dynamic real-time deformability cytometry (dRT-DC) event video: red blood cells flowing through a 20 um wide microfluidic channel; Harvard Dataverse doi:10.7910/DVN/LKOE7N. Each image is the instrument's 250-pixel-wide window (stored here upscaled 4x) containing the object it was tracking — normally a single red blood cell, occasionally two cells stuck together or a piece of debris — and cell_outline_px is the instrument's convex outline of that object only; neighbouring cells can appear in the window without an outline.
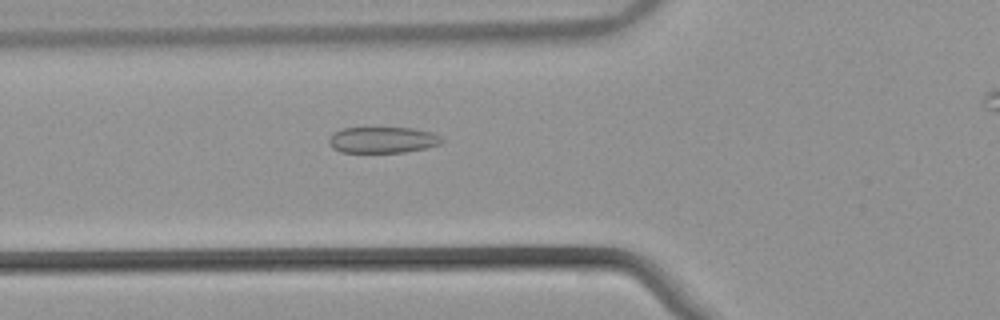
{"species": "common noctule bat (a hibernating species)", "species_latin": "Nyctalus noctula", "temperature_condition": "warm", "stored_images_in_passage": 47, "camera_frame_rate_fps": 3000, "um_per_image_px": 0.085, "animal": {"sex": "male", "body_mass_g": 21.5, "forearm_length_mm": 52.0}, "frame": {"image": 1, "passage_image": 19, "time_ms": 6.0, "image_size_px": [1000, 320], "cell_outline_px": [[444, 140], [440, 144], [428, 148], [404, 152], [340, 152], [332, 148], [328, 140], [336, 132], [344, 128], [412, 128], [432, 132], [440, 136]], "centroid_in_image_um": [32.57, 11.9], "position_along_channel_um": 93.2, "area_um2": 17.11}}
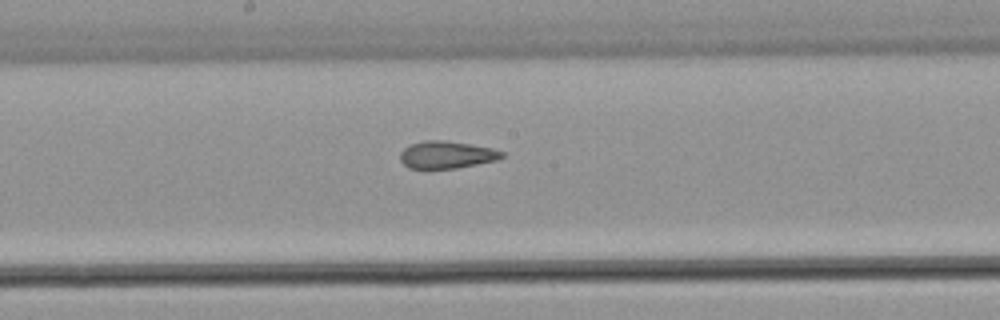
{"frame": {"image": 2, "passage_image": 28, "time_ms": 9.0, "image_size_px": [1000, 320], "cell_outline_px": [[504, 156], [496, 160], [456, 168], [408, 168], [400, 160], [400, 152], [404, 148], [412, 144], [424, 140], [444, 140], [492, 148], [504, 152]], "centroid_in_image_um": [37.95, 13.15], "position_along_channel_um": 210.3, "area_um2": 16.01}}
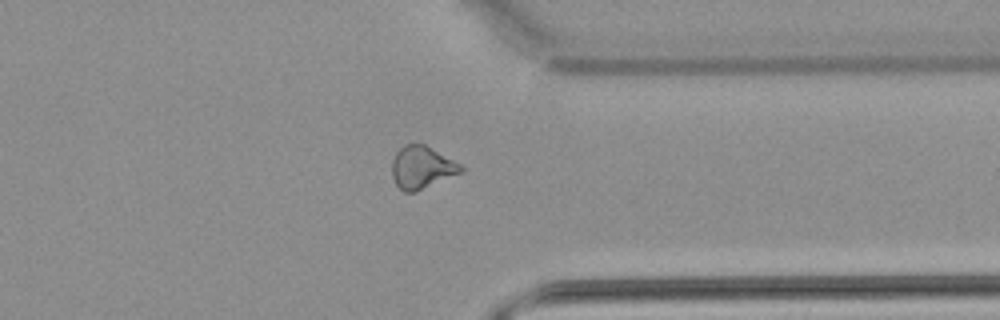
{"frame": {"image": 3, "passage_image": 41, "time_ms": 13.333, "image_size_px": [1000, 320], "cell_outline_px": [[464, 172], [416, 192], [404, 192], [396, 184], [392, 176], [392, 160], [396, 152], [404, 144], [424, 144], [460, 164], [464, 168]], "centroid_in_image_um": [35.85, 14.25], "position_along_channel_um": 375.5, "area_um2": 17.11}}